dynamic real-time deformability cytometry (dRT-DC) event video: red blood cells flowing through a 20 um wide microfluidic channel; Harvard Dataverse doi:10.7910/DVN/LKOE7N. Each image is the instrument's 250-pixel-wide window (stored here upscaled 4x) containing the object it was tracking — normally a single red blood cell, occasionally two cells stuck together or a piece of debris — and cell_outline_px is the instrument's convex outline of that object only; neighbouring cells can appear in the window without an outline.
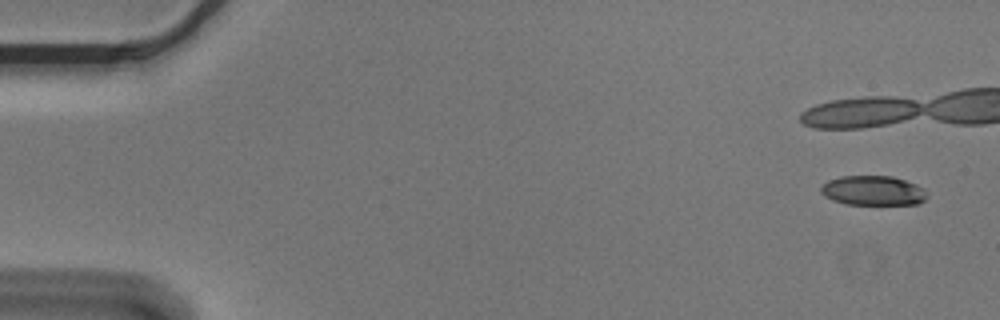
{"species": "Egyptian fruit bat (a non-hibernating species)", "species_latin": "Rousettus aegyptiacus", "temperature_condition": "cold", "stored_images_in_passage": 6, "camera_frame_rate_fps": 3000, "um_per_image_px": 0.085, "animal": {"sex": "male"}, "frame": {"image": 1, "passage_image": 1, "time_ms": 0.0, "image_size_px": [1000, 320], "cell_outline_px": [[928, 196], [924, 200], [916, 204], [844, 204], [832, 200], [824, 196], [820, 192], [820, 188], [828, 180], [840, 176], [892, 176], [916, 184], [924, 188]], "centroid_in_image_um": [74.2, 16.2], "position_along_channel_um": 10.8, "area_um2": 18.38}}
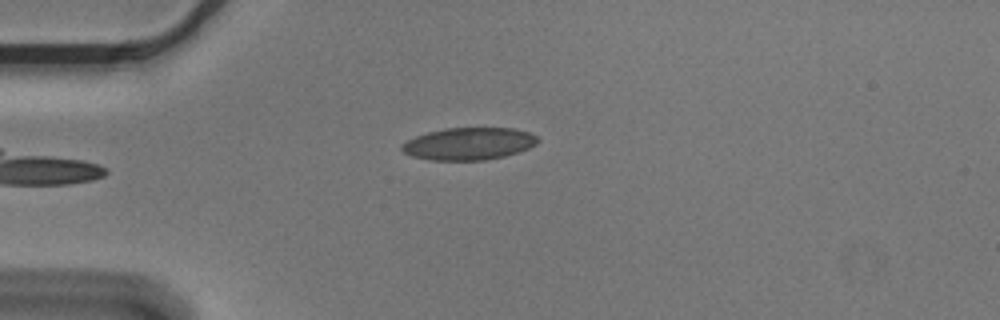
{"frame": {"image": 2, "passage_image": 6, "time_ms": 1.667, "image_size_px": [1000, 320], "cell_outline_px": [[540, 140], [536, 144], [528, 148], [504, 156], [484, 160], [428, 160], [412, 156], [404, 152], [400, 148], [400, 144], [416, 136], [428, 132], [444, 128], [516, 128], [528, 132], [536, 136]], "centroid_in_image_um": [39.83, 12.21], "position_along_channel_um": 45.2, "area_um2": 25.55}}